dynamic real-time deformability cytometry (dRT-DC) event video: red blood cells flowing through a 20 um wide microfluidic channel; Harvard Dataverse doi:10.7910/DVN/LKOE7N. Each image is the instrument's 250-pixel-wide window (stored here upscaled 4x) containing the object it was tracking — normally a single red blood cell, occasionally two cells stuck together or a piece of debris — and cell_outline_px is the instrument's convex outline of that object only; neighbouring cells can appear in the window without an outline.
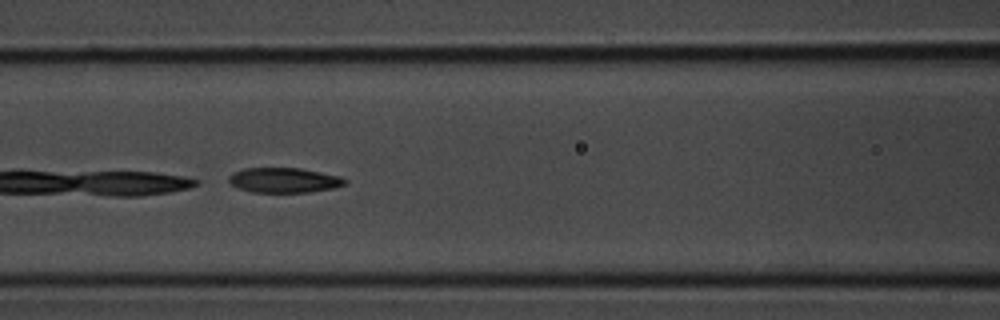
{"species": "common noctule bat (a hibernating species)", "species_latin": "Nyctalus noctula", "temperature_condition": "room temperature", "stored_images_in_passage": 31, "camera_frame_rate_fps": 3000, "um_per_image_px": 0.085, "animal": {"sex": "male", "body_mass_g": 20.1, "forearm_length_mm": 53.5}, "frame": {"image": 1, "passage_image": 10, "time_ms": 3.0, "image_size_px": [1000, 320], "cell_outline_px": [[348, 180], [344, 184], [332, 188], [308, 192], [252, 192], [240, 188], [232, 184], [228, 180], [228, 176], [232, 172], [244, 168], [300, 168], [340, 176]], "centroid_in_image_um": [24.12, 15.3], "position_along_channel_um": 142.5, "area_um2": 16.76}}
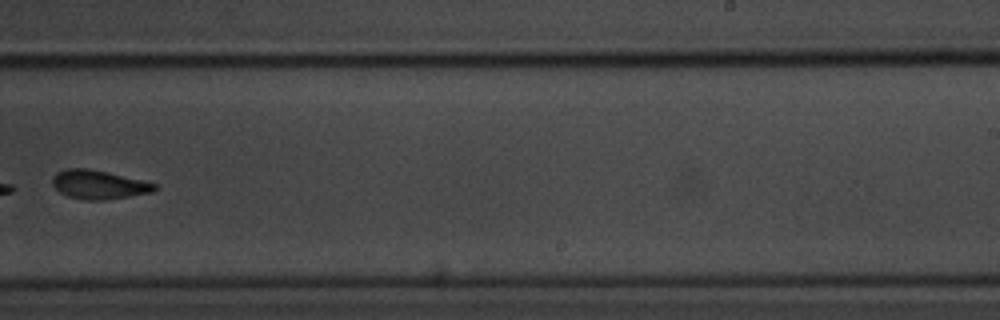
{"frame": {"image": 2, "passage_image": 18, "time_ms": 5.667, "image_size_px": [1000, 320], "cell_outline_px": [[156, 188], [152, 192], [104, 200], [84, 200], [68, 196], [60, 192], [52, 184], [52, 176], [56, 172], [68, 168], [84, 168], [108, 172], [144, 180], [156, 184]], "centroid_in_image_um": [8.37, 15.68], "position_along_channel_um": 280.6, "area_um2": 17.11}}